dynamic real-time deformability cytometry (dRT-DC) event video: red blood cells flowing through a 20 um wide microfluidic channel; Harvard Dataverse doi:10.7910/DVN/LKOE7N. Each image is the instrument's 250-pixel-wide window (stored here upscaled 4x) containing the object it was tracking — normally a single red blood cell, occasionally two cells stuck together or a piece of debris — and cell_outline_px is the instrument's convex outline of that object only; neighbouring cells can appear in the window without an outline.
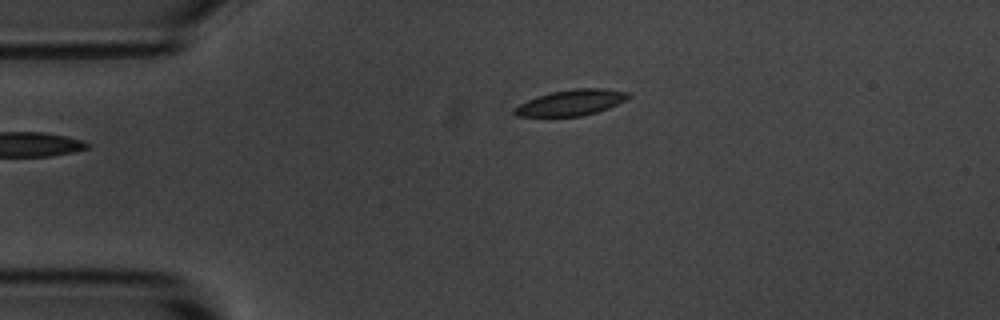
{"species": "common noctule bat (a hibernating species)", "species_latin": "Nyctalus noctula", "temperature_condition": "room temperature", "stored_images_in_passage": 5, "camera_frame_rate_fps": 3000, "um_per_image_px": 0.085, "animal": {"sex": "male", "body_mass_g": 20.1, "forearm_length_mm": 53.5}, "frame": {"image": 1, "passage_image": 5, "time_ms": 5.333, "image_size_px": [1000, 320], "cell_outline_px": [[632, 96], [628, 100], [608, 108], [596, 112], [580, 116], [516, 116], [512, 112], [512, 108], [536, 96], [552, 92], [572, 88], [604, 88], [628, 92]], "centroid_in_image_um": [48.57, 8.71], "position_along_channel_um": 36.4, "area_um2": 17.28}}